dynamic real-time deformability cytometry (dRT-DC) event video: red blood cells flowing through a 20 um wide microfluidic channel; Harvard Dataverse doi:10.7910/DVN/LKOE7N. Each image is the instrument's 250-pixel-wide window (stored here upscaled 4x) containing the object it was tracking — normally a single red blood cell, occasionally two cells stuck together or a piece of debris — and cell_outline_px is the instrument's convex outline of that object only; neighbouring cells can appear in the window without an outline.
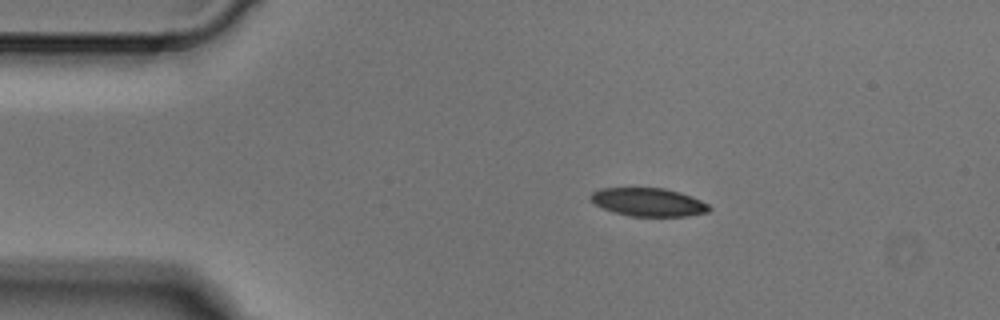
{"species": "Egyptian fruit bat (a non-hibernating species)", "species_latin": "Rousettus aegyptiacus", "temperature_condition": "cold", "stored_images_in_passage": 2, "camera_frame_rate_fps": 3000, "um_per_image_px": 0.085, "animal": {"sex": "male"}, "frame": {"image": 1, "passage_image": 1, "time_ms": 0.0, "image_size_px": [1000, 320], "cell_outline_px": [[712, 208], [708, 212], [688, 216], [632, 216], [616, 212], [604, 208], [596, 204], [588, 196], [592, 192], [600, 188], [664, 188], [680, 192], [692, 196], [708, 204]], "centroid_in_image_um": [55.14, 17.17], "position_along_channel_um": 29.9, "area_um2": 19.42}}